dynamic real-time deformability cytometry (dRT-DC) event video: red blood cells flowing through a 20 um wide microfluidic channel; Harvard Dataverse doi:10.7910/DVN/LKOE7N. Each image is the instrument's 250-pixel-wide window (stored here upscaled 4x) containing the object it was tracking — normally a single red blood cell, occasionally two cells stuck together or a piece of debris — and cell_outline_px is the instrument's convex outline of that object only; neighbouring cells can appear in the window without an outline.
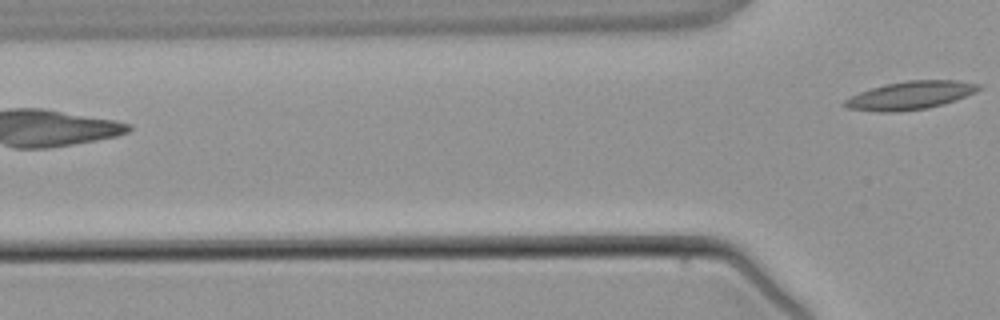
{"species": "common noctule bat (a hibernating species)", "species_latin": "Nyctalus noctula", "temperature_condition": "warm", "stored_images_in_passage": 3, "camera_frame_rate_fps": 3000, "um_per_image_px": 0.085, "animal": {"sex": "male", "body_mass_g": 21.5, "forearm_length_mm": 52.0}, "frame": {"image": 1, "passage_image": 3, "time_ms": 2.333, "image_size_px": [1000, 320], "cell_outline_px": [[980, 88], [976, 92], [956, 100], [928, 108], [896, 112], [880, 112], [848, 108], [840, 104], [844, 100], [860, 92], [884, 84], [908, 80], [956, 80], [980, 84]], "centroid_in_image_um": [77.37, 8.11], "position_along_channel_um": 48.4, "area_um2": 21.96}}